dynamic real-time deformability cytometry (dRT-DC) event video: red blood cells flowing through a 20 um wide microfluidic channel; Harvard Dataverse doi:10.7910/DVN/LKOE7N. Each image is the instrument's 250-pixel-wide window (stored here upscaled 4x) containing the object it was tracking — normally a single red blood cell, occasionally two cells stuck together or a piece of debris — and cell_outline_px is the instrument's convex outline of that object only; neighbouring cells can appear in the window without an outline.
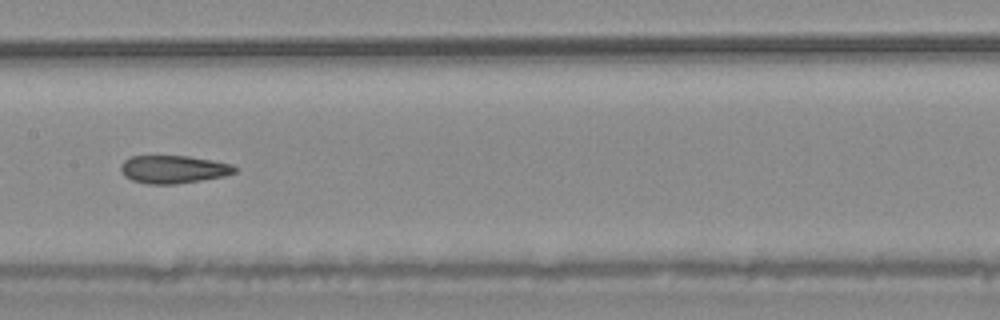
{"species": "common noctule bat (a hibernating species)", "species_latin": "Nyctalus noctula", "temperature_condition": "warm", "stored_images_in_passage": 37, "camera_frame_rate_fps": 3000, "um_per_image_px": 0.085, "animal": {"sex": "male", "body_mass_g": 20.4}, "frame": {"image": 1, "passage_image": 27, "time_ms": 8.667, "image_size_px": [1000, 320], "cell_outline_px": [[240, 168], [236, 172], [224, 176], [176, 184], [148, 184], [132, 180], [124, 176], [120, 172], [120, 164], [124, 160], [132, 156], [188, 156], [212, 160], [232, 164]], "centroid_in_image_um": [14.74, 14.39], "position_along_channel_um": 192.7, "area_um2": 18.67}}